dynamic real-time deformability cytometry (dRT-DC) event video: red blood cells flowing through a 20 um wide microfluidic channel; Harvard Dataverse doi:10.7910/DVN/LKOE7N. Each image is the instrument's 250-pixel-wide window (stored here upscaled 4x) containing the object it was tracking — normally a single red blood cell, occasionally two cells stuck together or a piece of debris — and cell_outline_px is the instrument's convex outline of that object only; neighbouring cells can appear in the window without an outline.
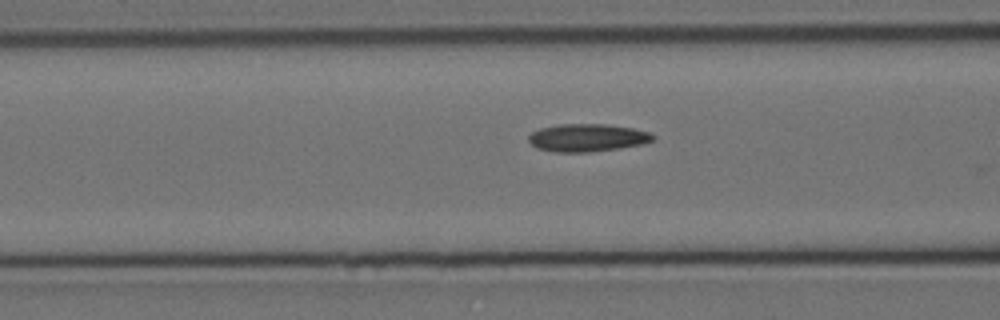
{"species": "Egyptian fruit bat (a non-hibernating species)", "species_latin": "Rousettus aegyptiacus", "temperature_condition": "cold", "stored_images_in_passage": 11, "camera_frame_rate_fps": 3000, "um_per_image_px": 0.085, "animal": {"sex": "female"}, "frame": {"image": 1, "passage_image": 5, "time_ms": 1.333, "image_size_px": [1000, 320], "cell_outline_px": [[656, 136], [652, 140], [644, 144], [620, 148], [588, 152], [556, 152], [536, 148], [528, 140], [528, 136], [532, 132], [540, 128], [556, 124], [608, 124], [632, 128], [648, 132]], "centroid_in_image_um": [49.91, 11.7], "position_along_channel_um": 116.7, "area_um2": 20.17}}